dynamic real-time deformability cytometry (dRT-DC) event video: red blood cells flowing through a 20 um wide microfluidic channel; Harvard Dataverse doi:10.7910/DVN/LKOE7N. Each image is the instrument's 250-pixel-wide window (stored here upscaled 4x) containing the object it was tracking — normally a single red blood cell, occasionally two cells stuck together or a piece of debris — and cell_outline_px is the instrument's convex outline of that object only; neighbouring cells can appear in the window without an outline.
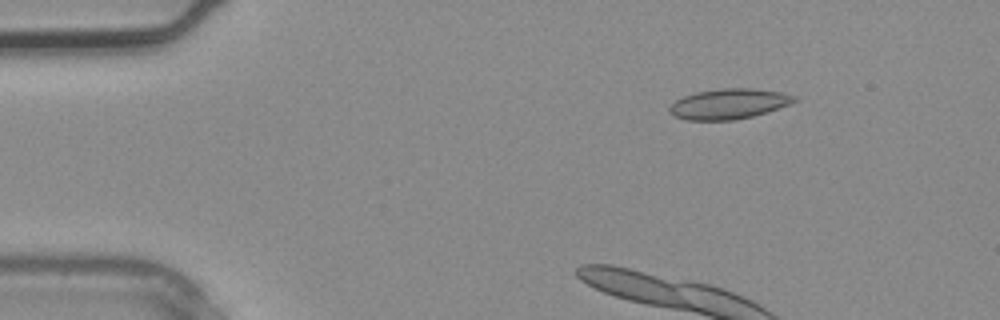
{"species": "common noctule bat (a hibernating species)", "species_latin": "Nyctalus noctula", "temperature_condition": "warm", "stored_images_in_passage": 4, "camera_frame_rate_fps": 3000, "um_per_image_px": 0.085, "animal": {"sex": "male", "body_mass_g": 20.4}, "frame": {"image": 1, "passage_image": 2, "time_ms": 0.333, "image_size_px": [1000, 320], "cell_outline_px": [[800, 100], [768, 112], [736, 120], [684, 120], [668, 112], [668, 108], [676, 100], [684, 96], [696, 92], [720, 88], [752, 88], [780, 92], [796, 96]], "centroid_in_image_um": [61.96, 8.83], "position_along_channel_um": 23.0, "area_um2": 22.14}}